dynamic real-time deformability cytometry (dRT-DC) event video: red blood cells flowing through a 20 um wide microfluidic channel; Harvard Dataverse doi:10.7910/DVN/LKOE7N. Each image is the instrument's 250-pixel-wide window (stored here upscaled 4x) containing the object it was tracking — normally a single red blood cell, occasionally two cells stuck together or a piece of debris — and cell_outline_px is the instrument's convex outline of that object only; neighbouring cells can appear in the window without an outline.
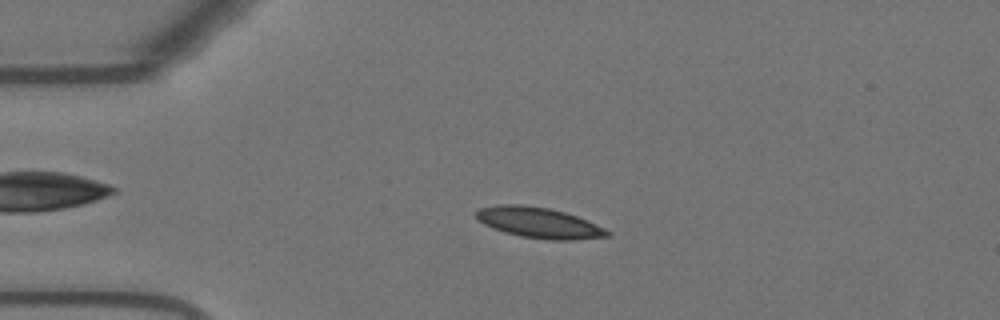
{"species": "Egyptian fruit bat (a non-hibernating species)", "species_latin": "Rousettus aegyptiacus", "temperature_condition": "warm", "stored_images_in_passage": 54, "camera_frame_rate_fps": 3000, "um_per_image_px": 0.085, "animal": {"sex": "female"}, "frame": {"image": 1, "passage_image": 12, "time_ms": 3.667, "image_size_px": [1000, 320], "cell_outline_px": [[612, 232], [608, 236], [576, 240], [548, 240], [520, 236], [504, 232], [492, 228], [476, 220], [472, 212], [480, 208], [500, 204], [520, 204], [548, 208], [564, 212], [588, 220]], "centroid_in_image_um": [45.76, 18.93], "position_along_channel_um": 39.2, "area_um2": 23.64}}
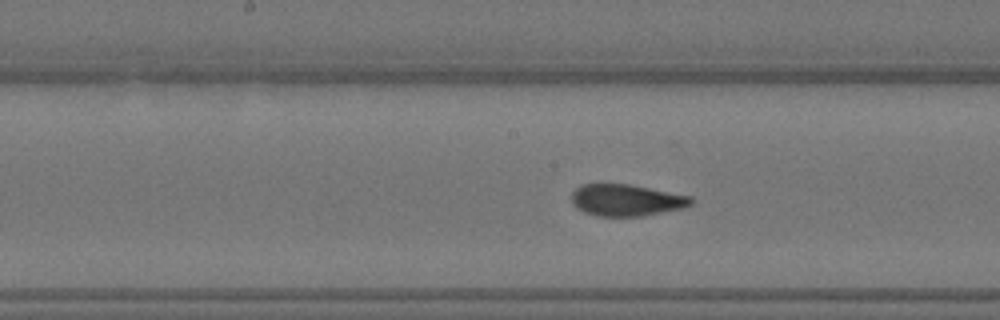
{"frame": {"image": 2, "passage_image": 27, "time_ms": 8.667, "image_size_px": [1000, 320], "cell_outline_px": [[692, 204], [684, 208], [640, 216], [596, 216], [584, 212], [576, 208], [572, 204], [572, 192], [576, 188], [584, 184], [628, 184], [692, 196]], "centroid_in_image_um": [53.22, 17.01], "position_along_channel_um": 195.0, "area_um2": 22.02}}
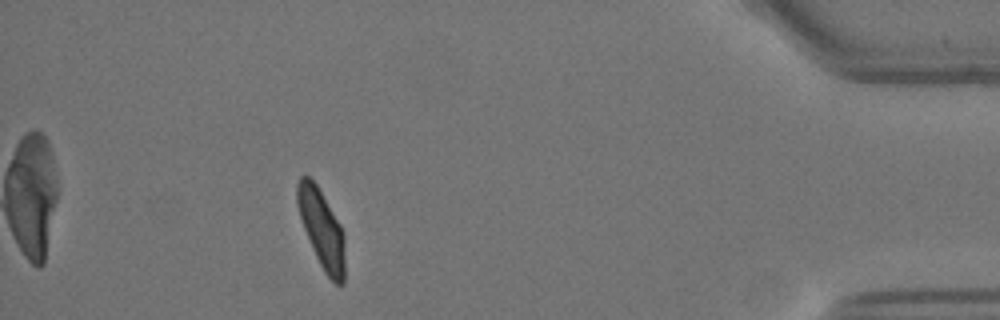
{"frame": {"image": 3, "passage_image": 49, "time_ms": 16.0, "image_size_px": [1000, 320], "cell_outline_px": [[344, 284], [336, 284], [324, 272], [316, 256], [304, 228], [296, 204], [296, 184], [300, 176], [308, 176], [316, 184], [340, 224], [344, 232]], "centroid_in_image_um": [27.33, 19.44], "position_along_channel_um": 407.9, "area_um2": 21.5}, "authors_computed_cell_mechanics": {"area_um2": 22.542, "velocity_mm_per_s": 3.6575, "shape_relaxation_time_tau1_ms": 6.0768, "shape_relaxation_time_tau2_ms": null, "deformation_change_tau1": 0.2017, "deformation_change_tau2": null}}